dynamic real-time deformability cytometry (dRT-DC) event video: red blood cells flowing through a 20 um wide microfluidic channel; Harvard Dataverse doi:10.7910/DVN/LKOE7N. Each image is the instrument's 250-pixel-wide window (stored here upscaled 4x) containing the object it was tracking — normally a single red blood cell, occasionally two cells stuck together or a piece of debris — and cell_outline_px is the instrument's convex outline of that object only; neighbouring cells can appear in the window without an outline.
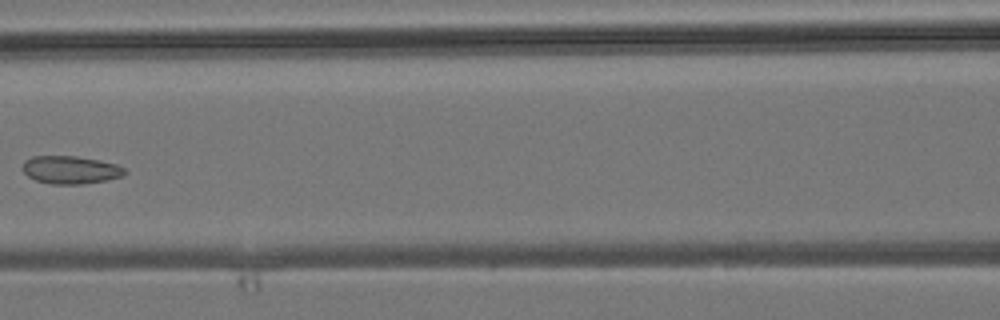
{"species": "common noctule bat (a hibernating species)", "species_latin": "Nyctalus noctula", "temperature_condition": "room temperature", "stored_images_in_passage": 5, "camera_frame_rate_fps": 3000, "um_per_image_px": 0.085, "animal": {"sex": "male", "body_mass_g": 19.2, "forearm_length_mm": 51.8}, "frame": {"image": 1, "passage_image": 5, "time_ms": 5.667, "image_size_px": [1000, 320], "cell_outline_px": [[128, 172], [124, 176], [108, 180], [84, 184], [52, 184], [36, 180], [28, 176], [24, 172], [24, 160], [32, 156], [76, 156], [100, 160], [116, 164], [124, 168]], "centroid_in_image_um": [6.04, 14.44], "position_along_channel_um": 160.6, "area_um2": 16.7}}